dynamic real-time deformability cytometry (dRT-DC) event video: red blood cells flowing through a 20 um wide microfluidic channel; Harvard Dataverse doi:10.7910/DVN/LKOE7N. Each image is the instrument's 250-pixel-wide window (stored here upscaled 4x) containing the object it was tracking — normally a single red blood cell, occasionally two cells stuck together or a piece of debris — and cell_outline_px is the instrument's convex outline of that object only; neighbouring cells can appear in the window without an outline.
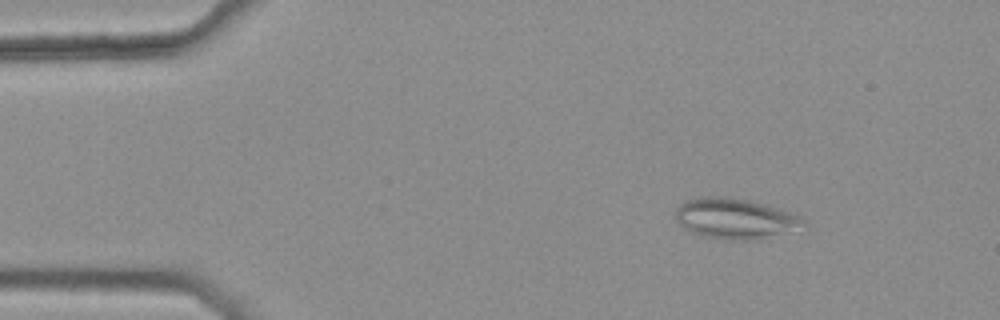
{"species": "common noctule bat (a hibernating species)", "species_latin": "Nyctalus noctula", "temperature_condition": "warm", "stored_images_in_passage": 5, "camera_frame_rate_fps": 3000, "um_per_image_px": 0.085, "animal": {"sex": "female", "body_mass_g": 25.1}, "frame": {"image": 1, "passage_image": 3, "time_ms": 0.667, "image_size_px": [1000, 320], "cell_outline_px": [[808, 224], [756, 240], [728, 240], [704, 236], [692, 232], [684, 228], [680, 224], [676, 216], [676, 208], [684, 200], [692, 196], [732, 196], [768, 204], [800, 216]], "centroid_in_image_um": [62.43, 18.53], "position_along_channel_um": 22.6, "area_um2": 30.29}}